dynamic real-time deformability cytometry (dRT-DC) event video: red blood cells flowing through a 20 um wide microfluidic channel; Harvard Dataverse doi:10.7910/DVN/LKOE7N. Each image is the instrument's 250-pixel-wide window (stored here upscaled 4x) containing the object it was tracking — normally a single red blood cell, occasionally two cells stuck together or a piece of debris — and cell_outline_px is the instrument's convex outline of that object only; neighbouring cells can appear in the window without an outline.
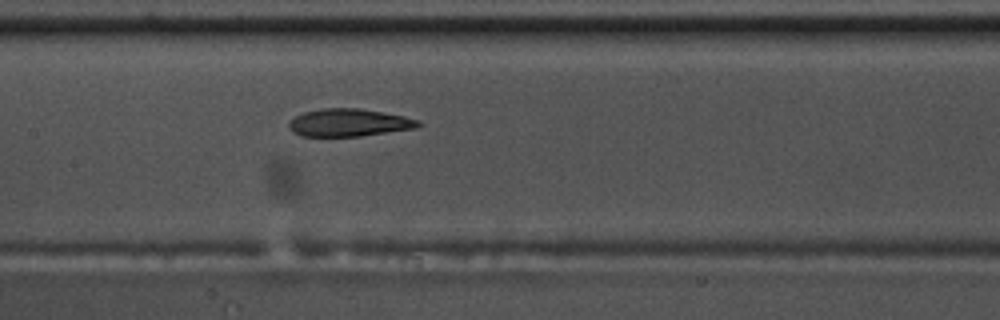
{"species": "common noctule bat (a hibernating species)", "species_latin": "Nyctalus noctula", "temperature_condition": "warm", "stored_images_in_passage": 40, "camera_frame_rate_fps": 3000, "um_per_image_px": 0.085, "animal": {"sex": "male", "body_mass_g": 17.5, "forearm_length_mm": 52.3}, "frame": {"image": 1, "passage_image": 12, "time_ms": 3.667, "image_size_px": [1000, 320], "cell_outline_px": [[420, 124], [416, 128], [360, 136], [300, 136], [292, 132], [288, 128], [288, 124], [296, 116], [304, 112], [324, 108], [360, 108], [384, 112], [404, 116], [420, 120]], "centroid_in_image_um": [29.65, 10.42], "position_along_channel_um": 177.7, "area_um2": 20.81}}
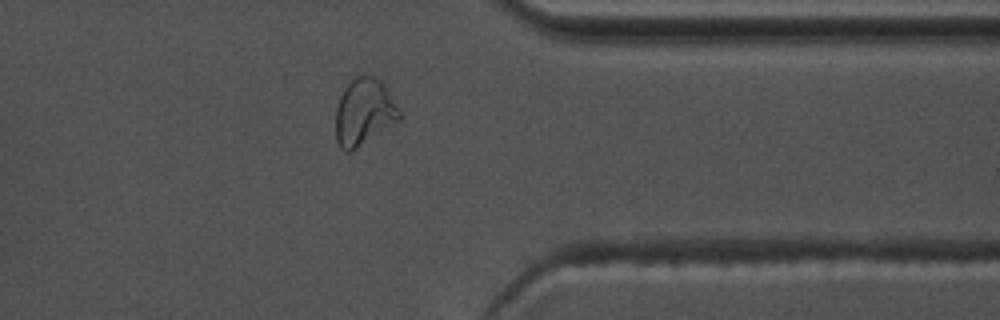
{"frame": {"image": 2, "passage_image": 29, "time_ms": 9.333, "image_size_px": [1000, 320], "cell_outline_px": [[400, 120], [352, 152], [344, 152], [340, 148], [336, 140], [336, 108], [340, 96], [344, 88], [356, 76], [368, 72], [380, 80], [384, 84], [400, 112]], "centroid_in_image_um": [30.93, 9.53], "position_along_channel_um": 380.5, "area_um2": 25.03}}
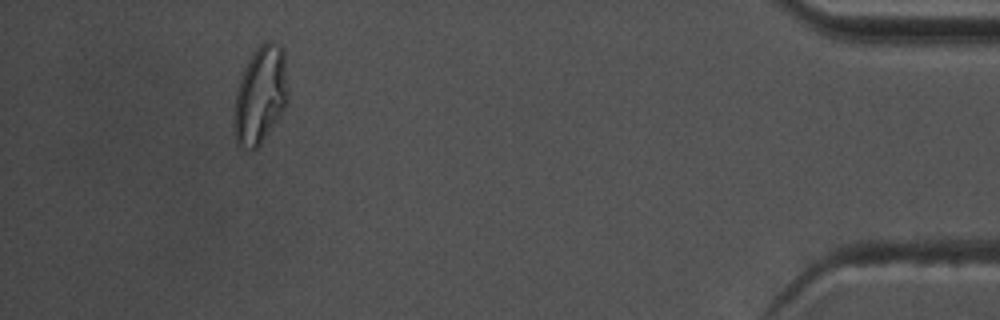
{"frame": {"image": 3, "passage_image": 36, "time_ms": 11.667, "image_size_px": [1000, 320], "cell_outline_px": [[288, 100], [284, 108], [260, 144], [256, 148], [240, 148], [236, 140], [232, 124], [232, 108], [236, 88], [240, 76], [252, 52], [264, 40], [272, 40], [280, 44], [284, 48], [288, 84]], "centroid_in_image_um": [22.1, 8.02], "position_along_channel_um": 413.1, "area_um2": 31.44}, "authors_computed_cell_mechanics": {"area_um2": 21.9929, "velocity_mm_per_s": 3.7217, "shape_relaxation_time_tau1_ms": null, "shape_relaxation_time_tau2_ms": 2.5222, "deformation_change_tau1": null, "deformation_change_tau2": 0.1006}}